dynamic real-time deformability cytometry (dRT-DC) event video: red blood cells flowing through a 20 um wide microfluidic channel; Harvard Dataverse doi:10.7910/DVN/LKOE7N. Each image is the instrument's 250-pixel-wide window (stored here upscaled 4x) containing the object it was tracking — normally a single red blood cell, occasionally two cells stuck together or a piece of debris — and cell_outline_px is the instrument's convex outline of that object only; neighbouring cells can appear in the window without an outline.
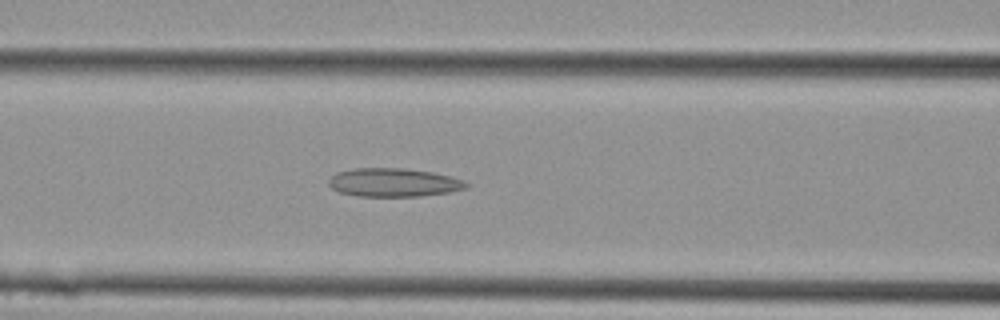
{"species": "Egyptian fruit bat (a non-hibernating species)", "species_latin": "Rousettus aegyptiacus", "temperature_condition": "cold", "stored_images_in_passage": 13, "camera_frame_rate_fps": 3000, "um_per_image_px": 0.085, "animal": {"sex": "female"}, "frame": {"image": 1, "passage_image": 11, "time_ms": 3.333, "image_size_px": [1000, 320], "cell_outline_px": [[468, 188], [448, 192], [420, 196], [360, 196], [340, 192], [332, 188], [328, 184], [328, 180], [336, 172], [356, 168], [404, 168], [432, 172], [464, 180], [468, 184]], "centroid_in_image_um": [33.45, 15.51], "position_along_channel_um": 133.1, "area_um2": 22.72}}
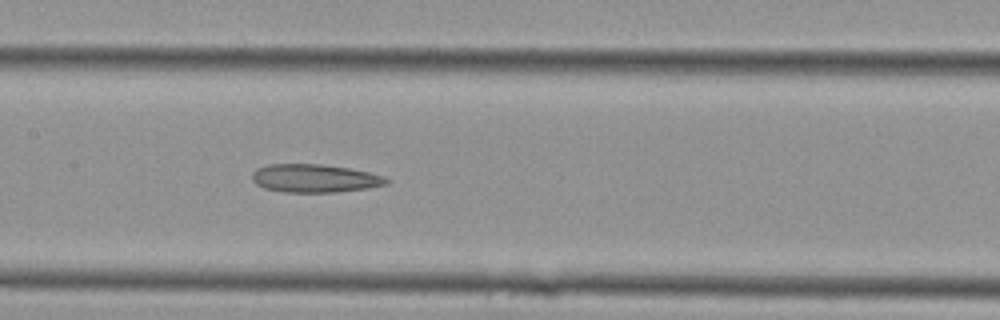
{"frame": {"image": 2, "passage_image": 13, "time_ms": 4.0, "image_size_px": [1000, 320], "cell_outline_px": [[392, 180], [388, 184], [368, 188], [336, 192], [284, 192], [264, 188], [256, 184], [252, 180], [252, 172], [256, 168], [268, 164], [320, 164], [348, 168], [368, 172], [384, 176]], "centroid_in_image_um": [26.75, 15.16], "position_along_channel_um": 180.7, "area_um2": 22.2}}